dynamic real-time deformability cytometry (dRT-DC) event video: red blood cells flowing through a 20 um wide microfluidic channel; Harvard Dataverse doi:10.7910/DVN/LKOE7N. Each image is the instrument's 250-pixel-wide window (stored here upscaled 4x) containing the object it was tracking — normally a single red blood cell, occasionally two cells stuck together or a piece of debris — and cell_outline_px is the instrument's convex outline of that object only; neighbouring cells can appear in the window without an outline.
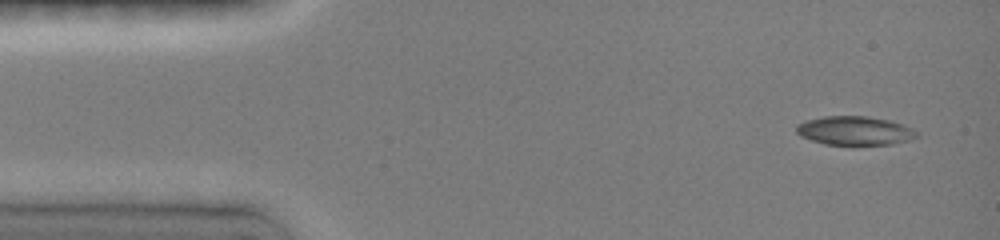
{"species": "common noctule bat (a hibernating species)", "species_latin": "Nyctalus noctula", "temperature_condition": "room temperature", "stored_images_in_passage": 17, "camera_frame_rate_fps": 3000, "um_per_image_px": 0.085, "animal": {"sex": "female", "body_mass_g": 19.0, "forearm_length_mm": 51.5}, "frame": {"image": 1, "passage_image": 2, "time_ms": 0.333, "image_size_px": [1000, 240], "cell_outline_px": [[920, 132], [916, 136], [908, 140], [892, 144], [824, 144], [800, 136], [796, 132], [796, 124], [808, 120], [824, 116], [868, 116], [888, 120], [904, 124]], "centroid_in_image_um": [72.66, 11.1], "position_along_channel_um": 12.3, "area_um2": 20.11}}
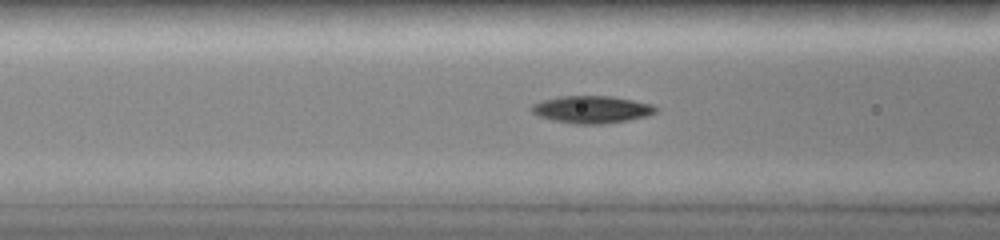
{"frame": {"image": 2, "passage_image": 14, "time_ms": 5.333, "image_size_px": [1000, 240], "cell_outline_px": [[656, 112], [648, 116], [628, 120], [604, 124], [572, 124], [552, 120], [540, 116], [532, 112], [528, 108], [532, 104], [544, 100], [560, 96], [608, 96], [632, 100], [652, 104], [656, 108]], "centroid_in_image_um": [50.27, 9.31], "position_along_channel_um": 116.3, "area_um2": 19.77}}
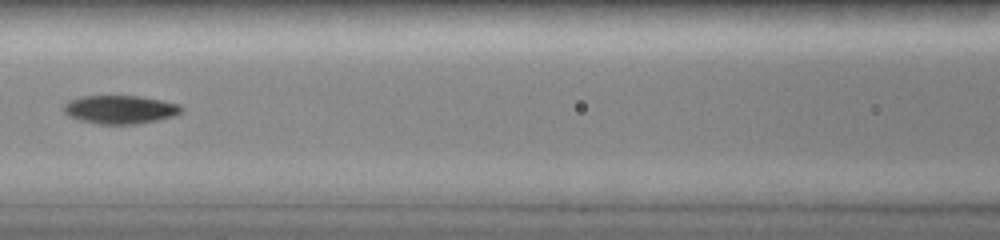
{"frame": {"image": 3, "passage_image": 16, "time_ms": 6.333, "image_size_px": [1000, 240], "cell_outline_px": [[184, 108], [180, 112], [172, 116], [160, 120], [140, 124], [100, 124], [80, 120], [68, 116], [60, 108], [68, 100], [84, 96], [140, 96], [180, 104]], "centroid_in_image_um": [10.19, 9.31], "position_along_channel_um": 156.4, "area_um2": 19.65}}